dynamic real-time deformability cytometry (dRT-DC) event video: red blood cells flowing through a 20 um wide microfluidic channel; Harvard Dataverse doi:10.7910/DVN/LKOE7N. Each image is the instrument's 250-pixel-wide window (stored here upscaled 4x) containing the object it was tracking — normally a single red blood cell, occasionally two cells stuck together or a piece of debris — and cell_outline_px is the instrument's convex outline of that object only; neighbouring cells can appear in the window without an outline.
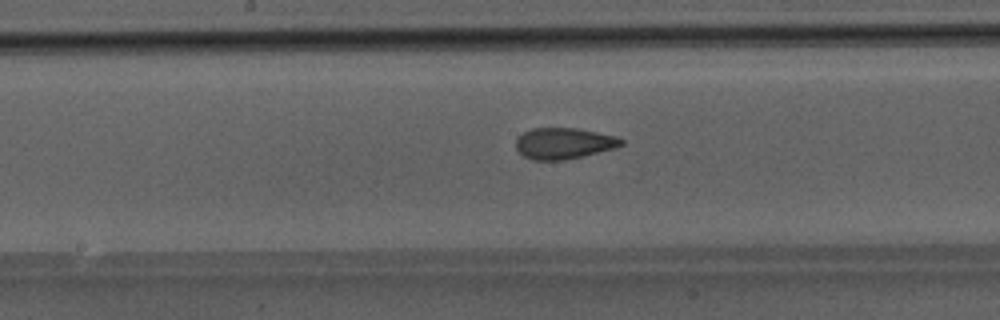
{"species": "Egyptian fruit bat (a non-hibernating species)", "species_latin": "Rousettus aegyptiacus", "temperature_condition": "room temperature", "stored_images_in_passage": 42, "camera_frame_rate_fps": 3000, "um_per_image_px": 0.085, "animal": {"sex": "male"}, "frame": {"image": 1, "passage_image": 19, "time_ms": 6.0, "image_size_px": [1000, 320], "cell_outline_px": [[624, 144], [616, 148], [584, 156], [564, 160], [532, 160], [524, 156], [516, 148], [516, 140], [524, 132], [532, 128], [580, 128], [616, 136], [624, 140]], "centroid_in_image_um": [47.96, 12.18], "position_along_channel_um": 200.2, "area_um2": 19.25}}
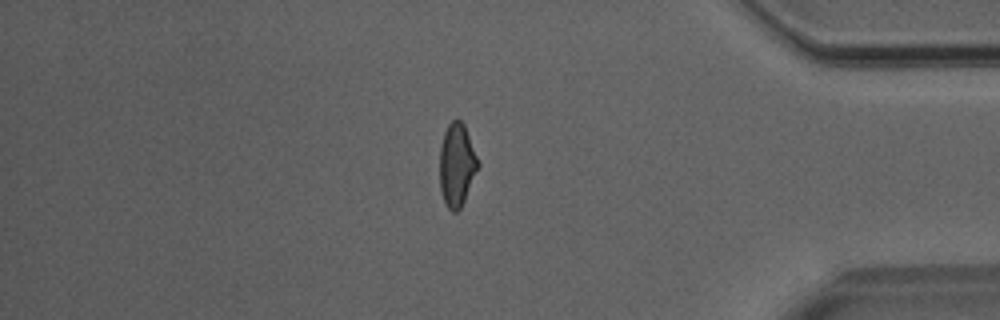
{"frame": {"image": 2, "passage_image": 35, "time_ms": 11.333, "image_size_px": [1000, 320], "cell_outline_px": [[480, 164], [464, 200], [460, 208], [456, 212], [452, 212], [444, 204], [440, 188], [440, 144], [444, 132], [448, 124], [452, 120], [460, 120], [464, 124]], "centroid_in_image_um": [38.81, 14.02], "position_along_channel_um": 396.4, "area_um2": 18.5}}
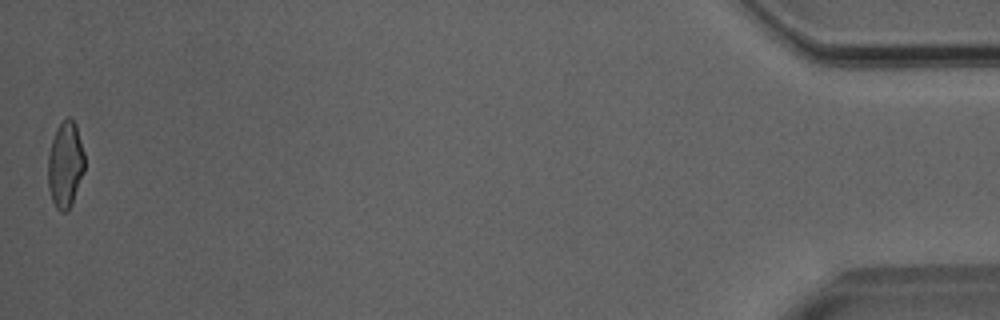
{"frame": {"image": 3, "passage_image": 42, "time_ms": 13.667, "image_size_px": [1000, 320], "cell_outline_px": [[84, 172], [72, 204], [64, 212], [60, 212], [56, 208], [52, 200], [48, 188], [48, 156], [52, 140], [56, 128], [68, 116], [76, 124], [84, 152]], "centroid_in_image_um": [5.55, 14.0], "position_along_channel_um": 429.6, "area_um2": 18.38}}